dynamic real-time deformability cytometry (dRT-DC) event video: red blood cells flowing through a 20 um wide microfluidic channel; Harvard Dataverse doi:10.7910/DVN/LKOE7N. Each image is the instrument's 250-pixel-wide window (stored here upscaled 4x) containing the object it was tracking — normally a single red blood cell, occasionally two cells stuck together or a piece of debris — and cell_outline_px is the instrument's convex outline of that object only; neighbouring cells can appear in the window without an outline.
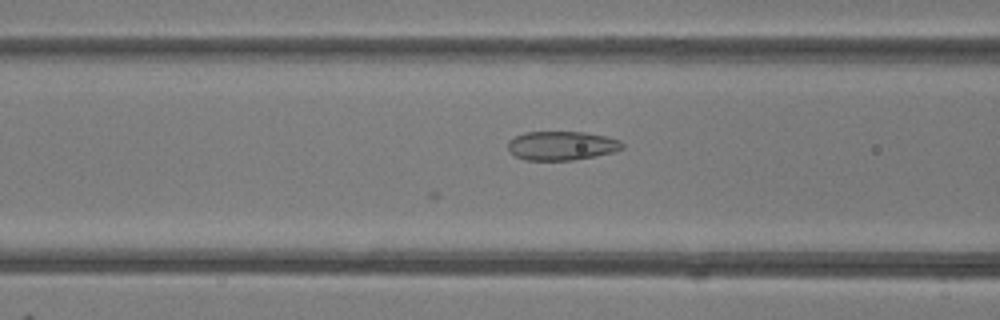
{"species": "common noctule bat (a hibernating species)", "species_latin": "Nyctalus noctula", "temperature_condition": "room temperature", "stored_images_in_passage": 25, "camera_frame_rate_fps": 3000, "um_per_image_px": 0.085, "animal": {"sex": "female"}, "frame": {"image": 1, "passage_image": 5, "time_ms": 1.333, "image_size_px": [1000, 320], "cell_outline_px": [[624, 148], [612, 152], [596, 156], [572, 160], [524, 160], [516, 156], [508, 148], [508, 140], [524, 132], [584, 132], [608, 136], [620, 140], [624, 144]], "centroid_in_image_um": [47.77, 12.38], "position_along_channel_um": 118.8, "area_um2": 19.36}}
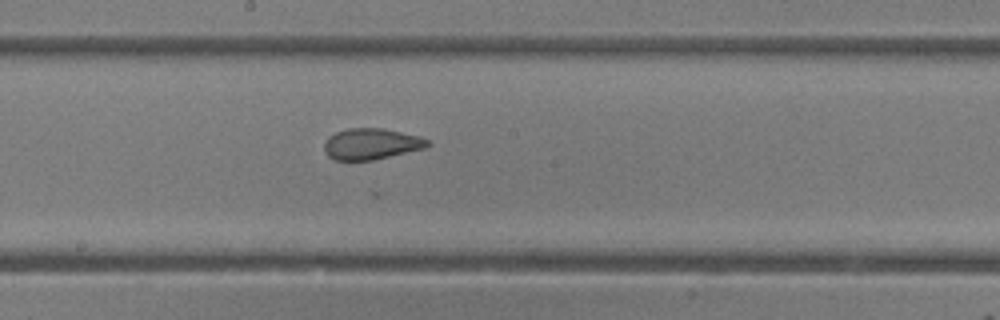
{"frame": {"image": 2, "passage_image": 12, "time_ms": 3.667, "image_size_px": [1000, 320], "cell_outline_px": [[432, 144], [424, 148], [372, 160], [336, 160], [328, 156], [324, 152], [324, 144], [328, 136], [336, 132], [348, 128], [384, 128], [420, 136], [428, 140]], "centroid_in_image_um": [31.54, 12.22], "position_along_channel_um": 216.7, "area_um2": 18.73}}
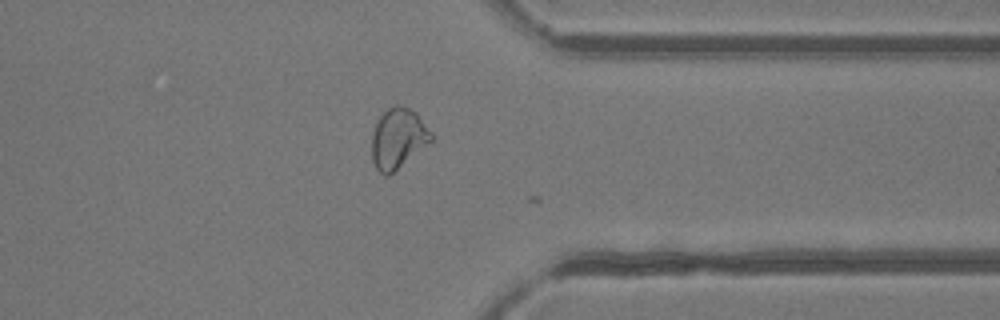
{"frame": {"image": 3, "passage_image": 24, "time_ms": 7.667, "image_size_px": [1000, 320], "cell_outline_px": [[432, 140], [428, 144], [388, 176], [384, 176], [376, 168], [372, 160], [372, 132], [380, 116], [388, 108], [396, 104], [400, 104], [416, 112], [432, 132]], "centroid_in_image_um": [33.83, 11.75], "position_along_channel_um": 377.6, "area_um2": 20.75}}